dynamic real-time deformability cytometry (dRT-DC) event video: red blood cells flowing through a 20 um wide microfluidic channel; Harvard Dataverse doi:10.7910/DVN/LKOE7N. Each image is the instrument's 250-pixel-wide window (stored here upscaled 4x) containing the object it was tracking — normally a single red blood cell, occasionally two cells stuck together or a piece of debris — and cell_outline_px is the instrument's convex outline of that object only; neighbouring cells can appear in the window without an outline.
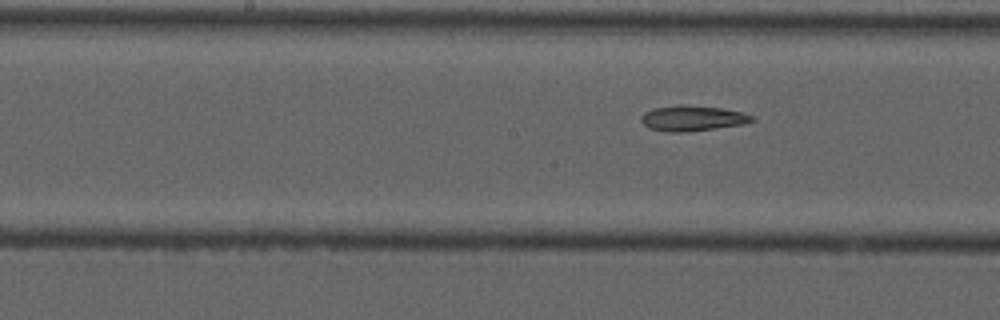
{"species": "common noctule bat (a hibernating species)", "species_latin": "Nyctalus noctula", "temperature_condition": "cold", "stored_images_in_passage": 9, "camera_frame_rate_fps": 3000, "um_per_image_px": 0.085, "animal": {"sex": "male", "forearm_length_mm": 52.5}, "frame": {"image": 1, "passage_image": 9, "time_ms": 10.333, "image_size_px": [1000, 320], "cell_outline_px": [[756, 120], [744, 124], [716, 128], [684, 132], [664, 132], [648, 128], [640, 120], [640, 116], [644, 112], [652, 108], [680, 104], [684, 104], [724, 108], [756, 116]], "centroid_in_image_um": [58.85, 10.04], "position_along_channel_um": 189.4, "area_um2": 16.76}}